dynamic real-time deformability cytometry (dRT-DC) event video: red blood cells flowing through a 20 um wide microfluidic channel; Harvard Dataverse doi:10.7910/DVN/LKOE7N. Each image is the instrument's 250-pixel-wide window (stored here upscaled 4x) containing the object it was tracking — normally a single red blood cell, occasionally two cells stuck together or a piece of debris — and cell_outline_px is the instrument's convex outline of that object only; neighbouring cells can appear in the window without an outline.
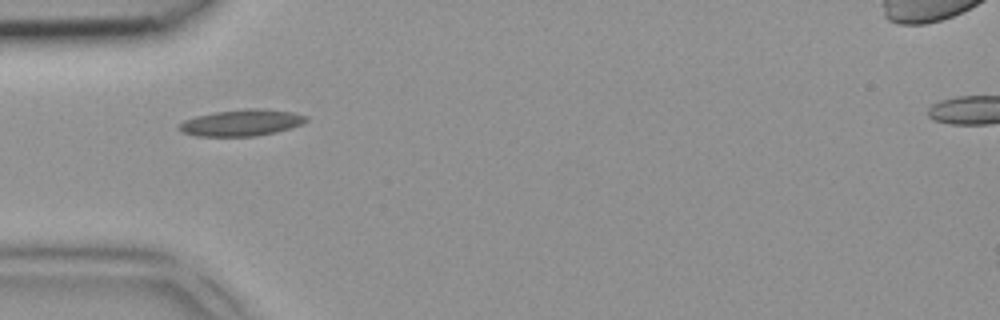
{"species": "common noctule bat (a hibernating species)", "species_latin": "Nyctalus noctula", "temperature_condition": "room temperature", "stored_images_in_passage": 3, "camera_frame_rate_fps": 3000, "um_per_image_px": 0.085, "animal": {"sex": "female", "body_mass_g": 18.4}, "frame": {"image": 1, "passage_image": 1, "time_ms": 0.0, "image_size_px": [1000, 320], "cell_outline_px": [[308, 120], [304, 124], [292, 128], [276, 132], [256, 136], [196, 136], [180, 132], [176, 128], [184, 120], [196, 116], [212, 112], [244, 108], [260, 108], [292, 112], [308, 116]], "centroid_in_image_um": [20.53, 10.43], "position_along_channel_um": 64.5, "area_um2": 19.94}}